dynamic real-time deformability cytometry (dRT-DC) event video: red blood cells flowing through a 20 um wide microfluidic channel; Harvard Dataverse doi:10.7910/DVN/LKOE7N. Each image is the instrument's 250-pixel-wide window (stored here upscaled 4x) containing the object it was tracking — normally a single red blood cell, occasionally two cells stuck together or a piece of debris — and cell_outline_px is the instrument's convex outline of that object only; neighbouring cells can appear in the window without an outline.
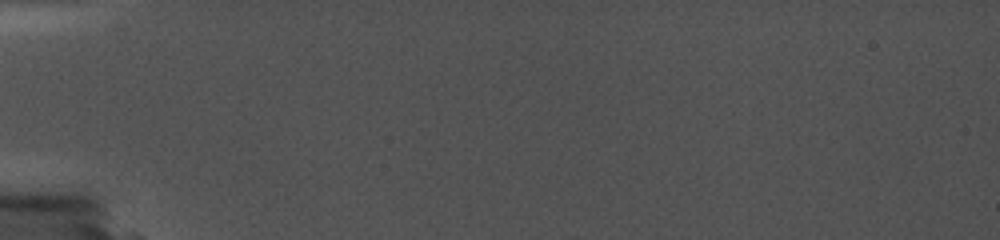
{"species": "common noctule bat (a hibernating species)", "species_latin": "Nyctalus noctula", "temperature_condition": "cold", "stored_images_in_passage": 4, "camera_frame_rate_fps": 5000, "um_per_image_px": 0.085, "animal": {"sex": "female", "body_mass_g": 19.0, "forearm_length_mm": 56.7}, "frame": {"image": 1, "passage_image": 3, "time_ms": 1.6, "image_size_px": [1000, 240], "cell_outline_px": [[672, 136], [664, 140], [628, 140], [540, 136], [532, 132], [532, 128], [560, 124], [628, 128], [672, 132]], "centroid_in_image_um": [51.03, 11.28], "position_along_channel_um": 34.0, "area_um2": 11.16}}